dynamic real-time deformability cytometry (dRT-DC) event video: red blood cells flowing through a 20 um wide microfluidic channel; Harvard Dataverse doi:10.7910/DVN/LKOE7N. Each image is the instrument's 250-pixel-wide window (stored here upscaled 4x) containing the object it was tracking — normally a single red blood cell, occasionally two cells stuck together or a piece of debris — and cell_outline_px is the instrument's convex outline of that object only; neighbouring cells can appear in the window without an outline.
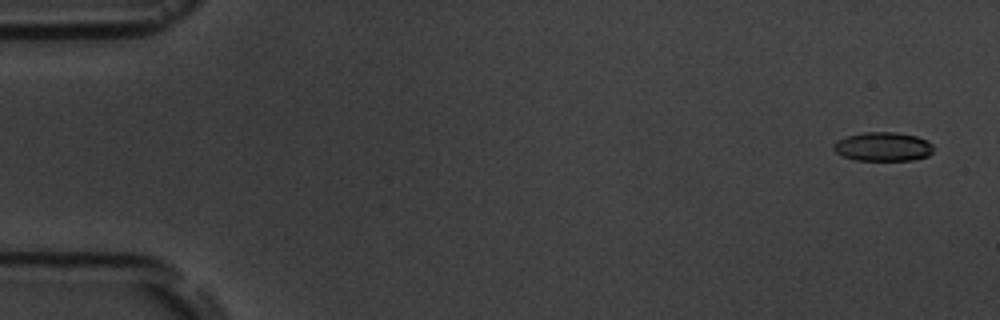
{"species": "common noctule bat (a hibernating species)", "species_latin": "Nyctalus noctula", "temperature_condition": "room temperature", "stored_images_in_passage": 6, "camera_frame_rate_fps": 3000, "um_per_image_px": 0.085, "animal": {"sex": "male", "body_mass_g": 19.5, "forearm_length_mm": 54.6}, "frame": {"image": 1, "passage_image": 1, "time_ms": 0.0, "image_size_px": [1000, 320], "cell_outline_px": [[936, 148], [928, 156], [912, 160], [856, 160], [840, 156], [832, 148], [832, 144], [836, 140], [848, 136], [864, 132], [896, 132], [916, 136], [928, 140]], "centroid_in_image_um": [75.05, 12.47], "position_along_channel_um": 9.9, "area_um2": 17.11}}
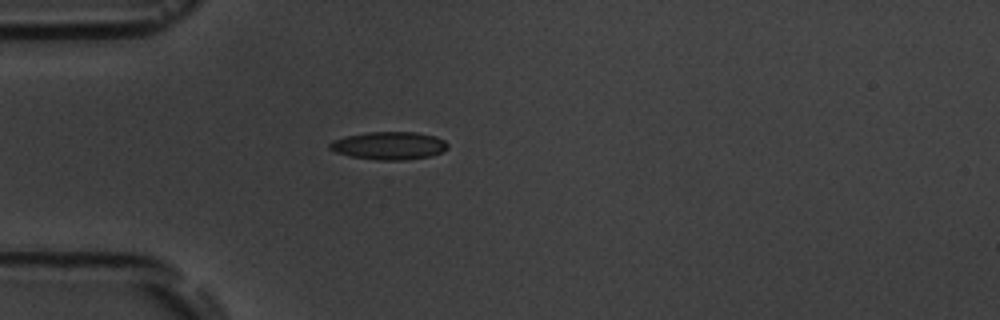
{"frame": {"image": 2, "passage_image": 5, "time_ms": 4.667, "image_size_px": [1000, 320], "cell_outline_px": [[448, 148], [444, 152], [432, 156], [404, 160], [380, 160], [348, 156], [336, 152], [328, 148], [328, 144], [332, 140], [344, 136], [368, 132], [416, 132], [436, 136], [444, 140], [448, 144]], "centroid_in_image_um": [33.08, 12.38], "position_along_channel_um": 51.9, "area_um2": 19.42}}